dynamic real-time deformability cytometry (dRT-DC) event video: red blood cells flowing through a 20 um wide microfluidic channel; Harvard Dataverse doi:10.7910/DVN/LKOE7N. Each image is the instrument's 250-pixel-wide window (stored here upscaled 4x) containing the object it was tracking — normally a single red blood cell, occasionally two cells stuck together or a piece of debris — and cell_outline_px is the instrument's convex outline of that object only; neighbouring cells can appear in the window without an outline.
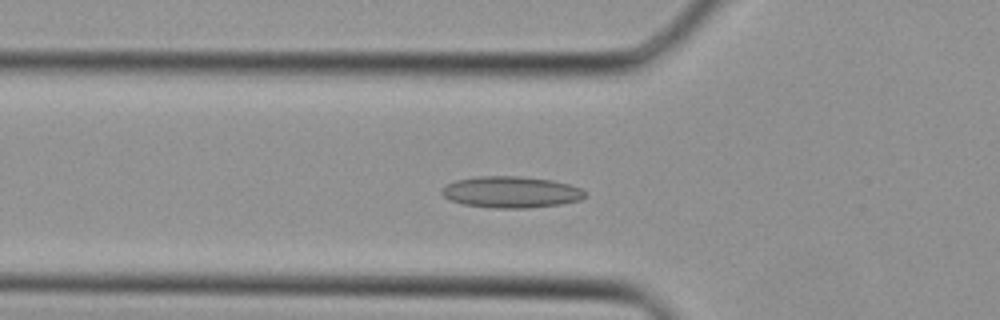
{"species": "Egyptian fruit bat (a non-hibernating species)", "species_latin": "Rousettus aegyptiacus", "temperature_condition": "cold", "stored_images_in_passage": 36, "camera_frame_rate_fps": 3000, "um_per_image_px": 0.085, "animal": {"sex": "female"}, "frame": {"image": 1, "passage_image": 11, "time_ms": 3.333, "image_size_px": [1000, 320], "cell_outline_px": [[588, 196], [580, 200], [560, 204], [524, 208], [492, 208], [464, 204], [448, 200], [440, 192], [440, 188], [444, 184], [456, 180], [476, 176], [524, 176], [552, 180], [568, 184], [580, 188]], "centroid_in_image_um": [43.39, 16.32], "position_along_channel_um": 82.4, "area_um2": 26.47}}
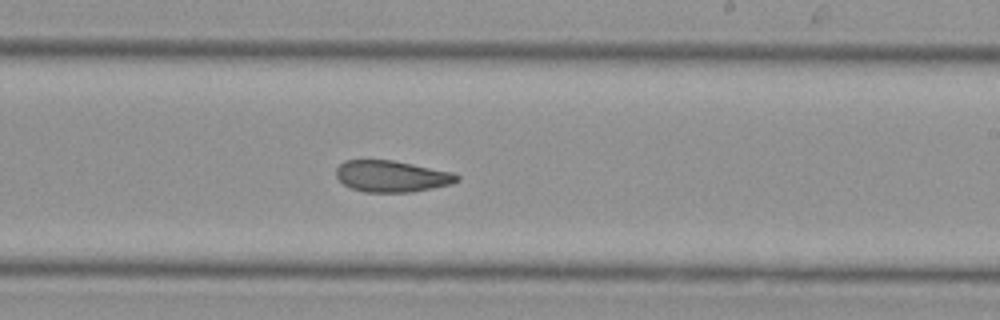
{"frame": {"image": 2, "passage_image": 21, "time_ms": 6.667, "image_size_px": [1000, 320], "cell_outline_px": [[460, 180], [452, 184], [412, 192], [364, 192], [352, 188], [344, 184], [336, 176], [336, 168], [344, 160], [392, 160], [452, 172], [460, 176]], "centroid_in_image_um": [33.3, 14.98], "position_along_channel_um": 255.7, "area_um2": 22.08}}
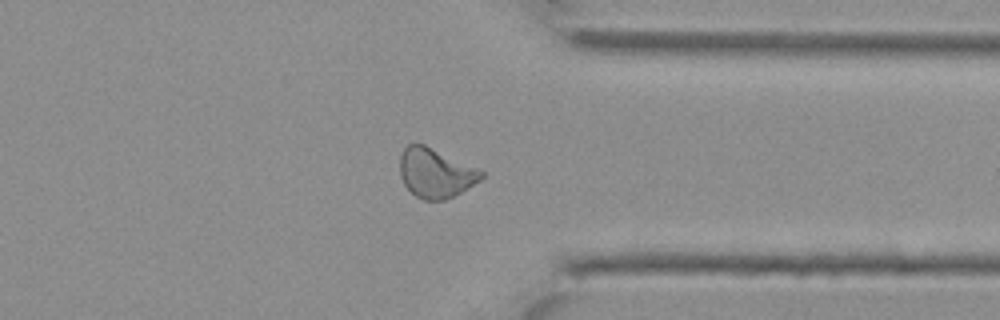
{"frame": {"image": 3, "passage_image": 28, "time_ms": 9.0, "image_size_px": [1000, 320], "cell_outline_px": [[484, 176], [480, 180], [460, 192], [444, 200], [424, 200], [416, 196], [404, 184], [400, 176], [400, 156], [404, 148], [408, 144], [424, 144], [484, 172]], "centroid_in_image_um": [36.98, 14.71], "position_along_channel_um": 374.4, "area_um2": 22.95}}